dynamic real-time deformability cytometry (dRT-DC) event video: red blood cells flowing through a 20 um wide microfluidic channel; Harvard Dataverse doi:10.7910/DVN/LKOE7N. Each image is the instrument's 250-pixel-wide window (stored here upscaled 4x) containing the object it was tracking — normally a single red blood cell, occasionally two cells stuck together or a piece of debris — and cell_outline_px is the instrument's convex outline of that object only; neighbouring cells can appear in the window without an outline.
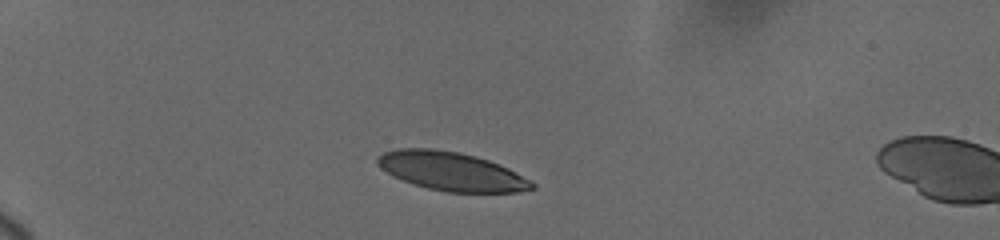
{"species": "human", "species_latin": "Homo sapiens", "temperature_condition": "cold", "stored_images_in_passage": 4, "camera_frame_rate_fps": 3000, "um_per_image_px": 0.085, "donor": {"sex": "female"}, "frame": {"image": 1, "passage_image": 1, "time_ms": 0.0, "image_size_px": [1000, 240], "cell_outline_px": [[536, 188], [516, 192], [448, 192], [428, 188], [412, 184], [392, 176], [380, 168], [376, 164], [376, 156], [384, 152], [400, 148], [432, 148], [460, 152], [476, 156], [488, 160], [508, 168], [532, 180], [536, 184]], "centroid_in_image_um": [38.35, 14.56], "position_along_channel_um": 46.7, "area_um2": 35.03}}